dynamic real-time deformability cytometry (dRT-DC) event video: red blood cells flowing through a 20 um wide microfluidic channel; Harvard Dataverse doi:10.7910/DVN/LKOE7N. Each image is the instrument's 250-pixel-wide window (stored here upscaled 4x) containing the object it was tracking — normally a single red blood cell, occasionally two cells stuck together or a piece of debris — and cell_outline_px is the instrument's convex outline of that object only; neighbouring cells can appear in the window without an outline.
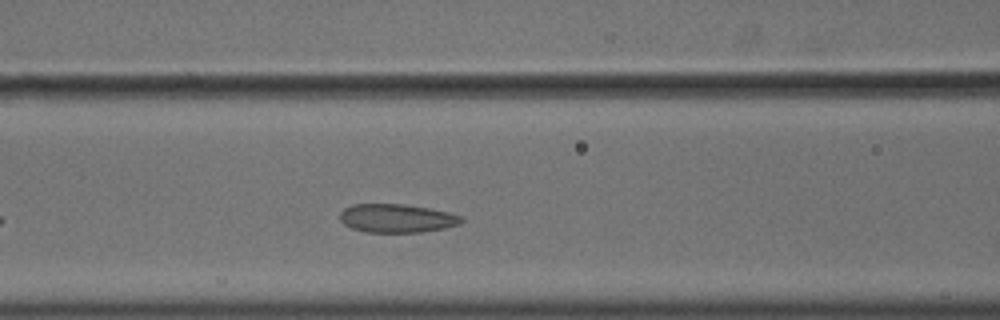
{"species": "common noctule bat (a hibernating species)", "species_latin": "Nyctalus noctula", "temperature_condition": "cold", "stored_images_in_passage": 31, "camera_frame_rate_fps": 3000, "um_per_image_px": 0.085, "animal": {"sex": "male", "body_mass_g": 18.8}, "frame": {"image": 1, "passage_image": 11, "time_ms": 3.333, "image_size_px": [1000, 320], "cell_outline_px": [[464, 220], [460, 224], [444, 228], [420, 232], [364, 232], [352, 228], [344, 224], [340, 220], [340, 212], [344, 208], [352, 204], [404, 204], [428, 208], [448, 212], [464, 216]], "centroid_in_image_um": [33.73, 18.55], "position_along_channel_um": 132.9, "area_um2": 20.29}}
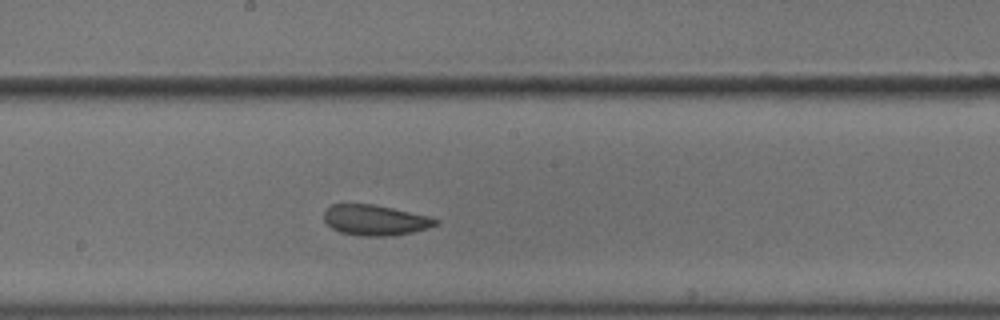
{"frame": {"image": 2, "passage_image": 18, "time_ms": 5.667, "image_size_px": [1000, 320], "cell_outline_px": [[440, 224], [428, 228], [412, 232], [388, 236], [360, 236], [340, 232], [332, 228], [324, 220], [324, 212], [332, 204], [372, 204], [392, 208], [428, 216], [440, 220]], "centroid_in_image_um": [31.9, 18.71], "position_along_channel_um": 216.3, "area_um2": 19.77}}
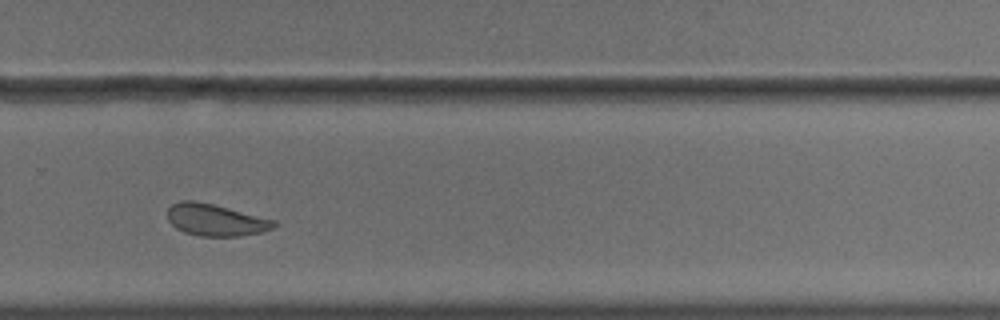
{"frame": {"image": 3, "passage_image": 26, "time_ms": 8.333, "image_size_px": [1000, 320], "cell_outline_px": [[280, 224], [272, 228], [260, 232], [240, 236], [200, 236], [184, 232], [176, 228], [168, 220], [168, 208], [172, 204], [180, 200], [192, 200], [212, 204], [276, 220]], "centroid_in_image_um": [18.33, 18.69], "position_along_channel_um": 311.5, "area_um2": 19.71}, "authors_computed_cell_mechanics": {"area_um2": 19.9988, "velocity_mm_per_s": 3.5756, "shape_relaxation_time_tau1_ms": null, "shape_relaxation_time_tau2_ms": 2.1829, "deformation_change_tau1": null, "deformation_change_tau2": 0.0607}}